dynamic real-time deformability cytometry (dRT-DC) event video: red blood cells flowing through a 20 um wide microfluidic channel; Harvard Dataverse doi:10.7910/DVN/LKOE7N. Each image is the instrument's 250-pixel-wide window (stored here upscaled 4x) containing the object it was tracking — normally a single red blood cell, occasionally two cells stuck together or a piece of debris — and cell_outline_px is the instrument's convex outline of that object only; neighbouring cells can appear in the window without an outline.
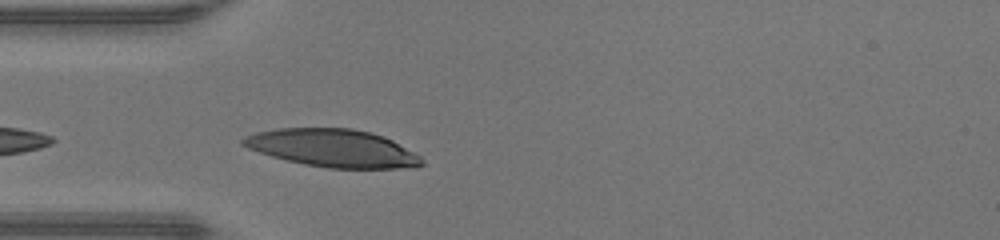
{"species": "human", "species_latin": "Homo sapiens", "temperature_condition": "warm", "stored_images_in_passage": 27, "camera_frame_rate_fps": 3000, "um_per_image_px": 0.085, "donor": {"sex": "male"}, "frame": {"image": 1, "passage_image": 2, "time_ms": 0.333, "image_size_px": [1000, 240], "cell_outline_px": [[424, 164], [416, 168], [328, 168], [304, 164], [272, 156], [248, 148], [240, 144], [240, 140], [244, 136], [256, 132], [276, 128], [352, 128], [372, 132], [392, 140], [420, 156], [424, 160]], "centroid_in_image_um": [28.29, 12.59], "position_along_channel_um": 56.7, "area_um2": 39.36}}
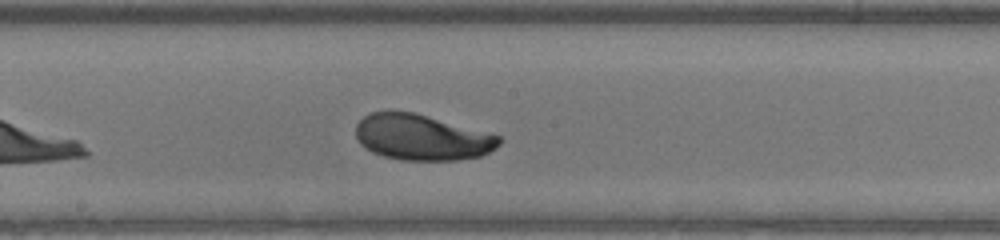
{"frame": {"image": 2, "passage_image": 13, "time_ms": 4.0, "image_size_px": [1000, 240], "cell_outline_px": [[504, 140], [496, 148], [480, 156], [456, 160], [400, 160], [384, 156], [372, 152], [360, 144], [356, 136], [356, 124], [364, 116], [372, 112], [388, 108], [412, 112], [492, 132], [500, 136]], "centroid_in_image_um": [35.87, 11.64], "position_along_channel_um": 212.3, "area_um2": 38.96}}
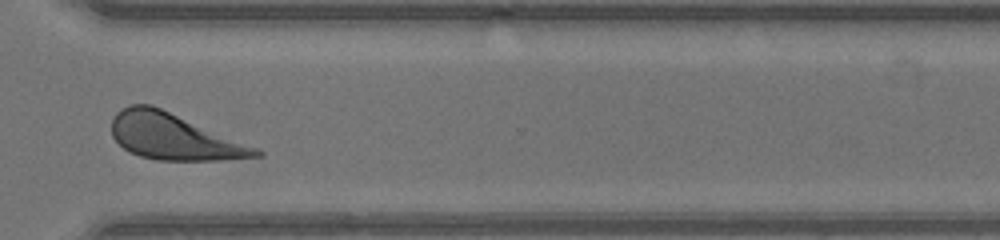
{"frame": {"image": 3, "passage_image": 23, "time_ms": 7.333, "image_size_px": [1000, 240], "cell_outline_px": [[264, 156], [220, 160], [156, 160], [140, 156], [128, 152], [112, 136], [112, 120], [116, 112], [120, 108], [128, 104], [152, 104], [260, 148], [264, 152]], "centroid_in_image_um": [14.8, 11.61], "position_along_channel_um": 355.8, "area_um2": 39.13}, "authors_computed_cell_mechanics": {"area_um2": 38.4948, "velocity_mm_per_s": 4.316, "shape_relaxation_time_tau1_ms": 2.0169, "shape_relaxation_time_tau2_ms": null, "deformation_change_tau1": 0.1408, "deformation_change_tau2": null}}